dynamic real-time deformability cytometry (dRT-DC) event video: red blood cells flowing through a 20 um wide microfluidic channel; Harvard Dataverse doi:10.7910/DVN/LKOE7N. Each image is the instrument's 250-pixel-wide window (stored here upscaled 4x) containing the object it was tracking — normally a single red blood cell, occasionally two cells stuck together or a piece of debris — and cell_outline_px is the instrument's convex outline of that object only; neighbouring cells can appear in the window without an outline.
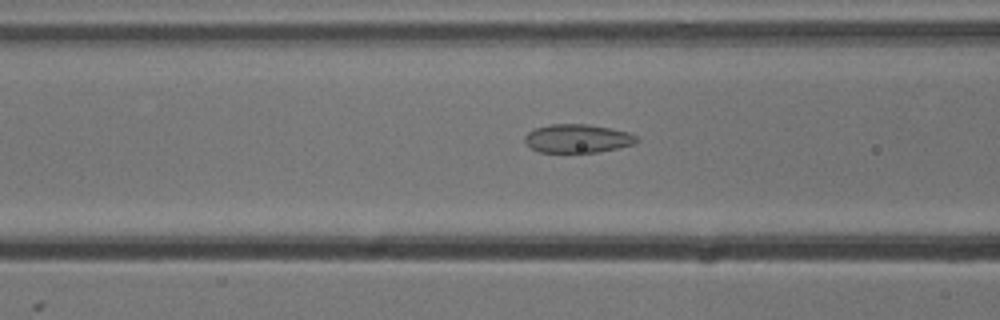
{"species": "common noctule bat (a hibernating species)", "species_latin": "Nyctalus noctula", "temperature_condition": "cold", "stored_images_in_passage": 51, "camera_frame_rate_fps": 3000, "um_per_image_px": 0.085, "animal": {"sex": "male", "body_mass_g": 13.3}, "frame": {"image": 1, "passage_image": 21, "time_ms": 6.667, "image_size_px": [1000, 320], "cell_outline_px": [[640, 140], [632, 144], [600, 152], [540, 152], [532, 148], [524, 140], [524, 136], [528, 132], [536, 128], [552, 124], [588, 124], [628, 132], [636, 136]], "centroid_in_image_um": [49.08, 11.77], "position_along_channel_um": 117.5, "area_um2": 18.38}}
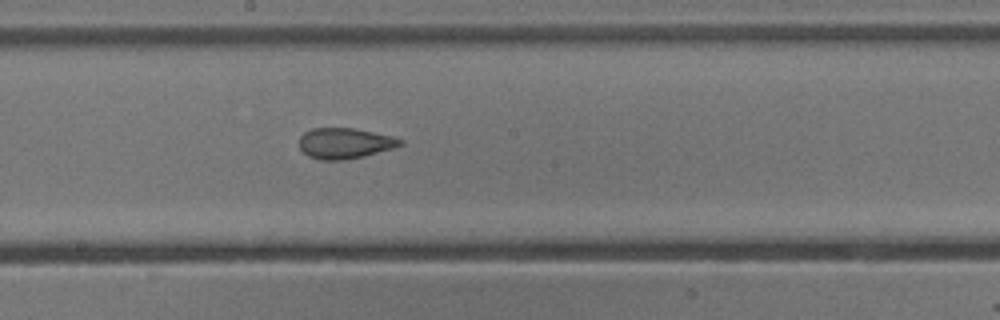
{"frame": {"image": 2, "passage_image": 29, "time_ms": 9.333, "image_size_px": [1000, 320], "cell_outline_px": [[404, 144], [392, 148], [364, 156], [344, 160], [320, 160], [308, 156], [300, 148], [300, 136], [304, 132], [312, 128], [352, 128], [392, 136], [404, 140]], "centroid_in_image_um": [29.3, 12.18], "position_along_channel_um": 218.9, "area_um2": 17.98}}
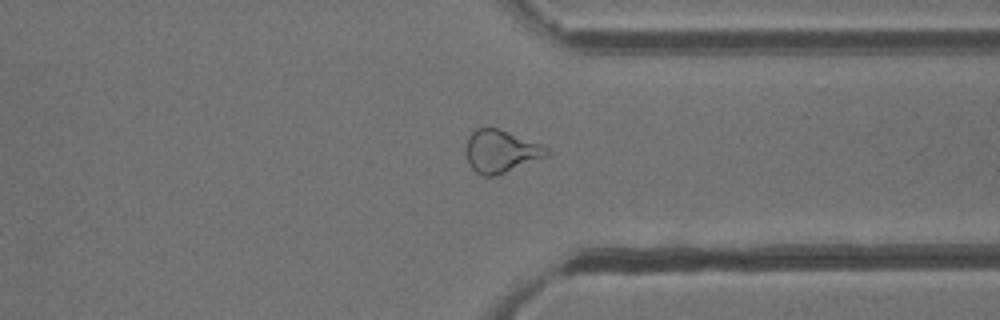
{"frame": {"image": 3, "passage_image": 41, "time_ms": 13.333, "image_size_px": [1000, 320], "cell_outline_px": [[548, 152], [544, 156], [496, 176], [484, 176], [476, 172], [468, 164], [464, 148], [468, 136], [476, 128], [488, 124], [500, 128], [544, 144], [548, 148]], "centroid_in_image_um": [42.51, 12.8], "position_along_channel_um": 368.9, "area_um2": 20.52}, "authors_computed_cell_mechanics": {"area_um2": 20.519, "velocity_mm_per_s": 3.782, "shape_relaxation_time_tau1_ms": 7.1232, "shape_relaxation_time_tau2_ms": 2.3747, "deformation_change_tau1": 0.1287, "deformation_change_tau2": 0.0755}}